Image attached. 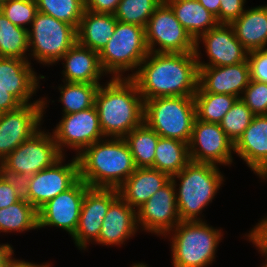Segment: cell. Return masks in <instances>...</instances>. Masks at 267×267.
I'll list each match as a JSON object with an SVG mask.
<instances>
[{
	"instance_id": "23",
	"label": "cell",
	"mask_w": 267,
	"mask_h": 267,
	"mask_svg": "<svg viewBox=\"0 0 267 267\" xmlns=\"http://www.w3.org/2000/svg\"><path fill=\"white\" fill-rule=\"evenodd\" d=\"M66 82L100 84V78L106 73L99 61V53L76 42L60 59Z\"/></svg>"
},
{
	"instance_id": "31",
	"label": "cell",
	"mask_w": 267,
	"mask_h": 267,
	"mask_svg": "<svg viewBox=\"0 0 267 267\" xmlns=\"http://www.w3.org/2000/svg\"><path fill=\"white\" fill-rule=\"evenodd\" d=\"M238 97L229 94H214L203 91L199 86L194 95L196 118L219 124Z\"/></svg>"
},
{
	"instance_id": "8",
	"label": "cell",
	"mask_w": 267,
	"mask_h": 267,
	"mask_svg": "<svg viewBox=\"0 0 267 267\" xmlns=\"http://www.w3.org/2000/svg\"><path fill=\"white\" fill-rule=\"evenodd\" d=\"M28 29L29 52L38 63L52 65L77 42V29L52 16L37 12Z\"/></svg>"
},
{
	"instance_id": "40",
	"label": "cell",
	"mask_w": 267,
	"mask_h": 267,
	"mask_svg": "<svg viewBox=\"0 0 267 267\" xmlns=\"http://www.w3.org/2000/svg\"><path fill=\"white\" fill-rule=\"evenodd\" d=\"M250 80L267 83V48L248 52Z\"/></svg>"
},
{
	"instance_id": "36",
	"label": "cell",
	"mask_w": 267,
	"mask_h": 267,
	"mask_svg": "<svg viewBox=\"0 0 267 267\" xmlns=\"http://www.w3.org/2000/svg\"><path fill=\"white\" fill-rule=\"evenodd\" d=\"M254 116L255 114L238 98L219 124L228 138L235 144L250 125Z\"/></svg>"
},
{
	"instance_id": "39",
	"label": "cell",
	"mask_w": 267,
	"mask_h": 267,
	"mask_svg": "<svg viewBox=\"0 0 267 267\" xmlns=\"http://www.w3.org/2000/svg\"><path fill=\"white\" fill-rule=\"evenodd\" d=\"M0 176L14 188L20 200H25L30 203V175L11 171L0 162Z\"/></svg>"
},
{
	"instance_id": "43",
	"label": "cell",
	"mask_w": 267,
	"mask_h": 267,
	"mask_svg": "<svg viewBox=\"0 0 267 267\" xmlns=\"http://www.w3.org/2000/svg\"><path fill=\"white\" fill-rule=\"evenodd\" d=\"M120 0H85V10L94 13L114 14Z\"/></svg>"
},
{
	"instance_id": "1",
	"label": "cell",
	"mask_w": 267,
	"mask_h": 267,
	"mask_svg": "<svg viewBox=\"0 0 267 267\" xmlns=\"http://www.w3.org/2000/svg\"><path fill=\"white\" fill-rule=\"evenodd\" d=\"M131 78L144 101L157 97H194L198 87L195 52H149Z\"/></svg>"
},
{
	"instance_id": "34",
	"label": "cell",
	"mask_w": 267,
	"mask_h": 267,
	"mask_svg": "<svg viewBox=\"0 0 267 267\" xmlns=\"http://www.w3.org/2000/svg\"><path fill=\"white\" fill-rule=\"evenodd\" d=\"M38 12L66 22L78 29L85 11V0H36Z\"/></svg>"
},
{
	"instance_id": "15",
	"label": "cell",
	"mask_w": 267,
	"mask_h": 267,
	"mask_svg": "<svg viewBox=\"0 0 267 267\" xmlns=\"http://www.w3.org/2000/svg\"><path fill=\"white\" fill-rule=\"evenodd\" d=\"M175 186L170 180L136 211L138 228L162 237L180 222Z\"/></svg>"
},
{
	"instance_id": "27",
	"label": "cell",
	"mask_w": 267,
	"mask_h": 267,
	"mask_svg": "<svg viewBox=\"0 0 267 267\" xmlns=\"http://www.w3.org/2000/svg\"><path fill=\"white\" fill-rule=\"evenodd\" d=\"M173 10L177 20L196 41L202 34L219 23L214 14L198 0H164Z\"/></svg>"
},
{
	"instance_id": "48",
	"label": "cell",
	"mask_w": 267,
	"mask_h": 267,
	"mask_svg": "<svg viewBox=\"0 0 267 267\" xmlns=\"http://www.w3.org/2000/svg\"><path fill=\"white\" fill-rule=\"evenodd\" d=\"M12 267H51V265L48 263L44 264H35L24 260H18Z\"/></svg>"
},
{
	"instance_id": "51",
	"label": "cell",
	"mask_w": 267,
	"mask_h": 267,
	"mask_svg": "<svg viewBox=\"0 0 267 267\" xmlns=\"http://www.w3.org/2000/svg\"><path fill=\"white\" fill-rule=\"evenodd\" d=\"M7 0H0V5H2L3 3H5Z\"/></svg>"
},
{
	"instance_id": "44",
	"label": "cell",
	"mask_w": 267,
	"mask_h": 267,
	"mask_svg": "<svg viewBox=\"0 0 267 267\" xmlns=\"http://www.w3.org/2000/svg\"><path fill=\"white\" fill-rule=\"evenodd\" d=\"M19 200L14 188L0 176V209L6 208Z\"/></svg>"
},
{
	"instance_id": "50",
	"label": "cell",
	"mask_w": 267,
	"mask_h": 267,
	"mask_svg": "<svg viewBox=\"0 0 267 267\" xmlns=\"http://www.w3.org/2000/svg\"><path fill=\"white\" fill-rule=\"evenodd\" d=\"M131 267H148L147 264H144V263H136V264H133V266Z\"/></svg>"
},
{
	"instance_id": "19",
	"label": "cell",
	"mask_w": 267,
	"mask_h": 267,
	"mask_svg": "<svg viewBox=\"0 0 267 267\" xmlns=\"http://www.w3.org/2000/svg\"><path fill=\"white\" fill-rule=\"evenodd\" d=\"M249 81L248 60L229 66H198V86L205 92L241 98L240 94H243Z\"/></svg>"
},
{
	"instance_id": "25",
	"label": "cell",
	"mask_w": 267,
	"mask_h": 267,
	"mask_svg": "<svg viewBox=\"0 0 267 267\" xmlns=\"http://www.w3.org/2000/svg\"><path fill=\"white\" fill-rule=\"evenodd\" d=\"M236 38L248 51L265 49L267 46V5L245 9L244 13L230 24Z\"/></svg>"
},
{
	"instance_id": "7",
	"label": "cell",
	"mask_w": 267,
	"mask_h": 267,
	"mask_svg": "<svg viewBox=\"0 0 267 267\" xmlns=\"http://www.w3.org/2000/svg\"><path fill=\"white\" fill-rule=\"evenodd\" d=\"M148 54L145 28L117 21L114 34L99 53V61L106 75L122 78L126 71L135 69L127 75L132 77Z\"/></svg>"
},
{
	"instance_id": "14",
	"label": "cell",
	"mask_w": 267,
	"mask_h": 267,
	"mask_svg": "<svg viewBox=\"0 0 267 267\" xmlns=\"http://www.w3.org/2000/svg\"><path fill=\"white\" fill-rule=\"evenodd\" d=\"M89 189L79 178L69 189L46 202L38 209L39 229L54 226L67 231L72 237L78 226L83 198Z\"/></svg>"
},
{
	"instance_id": "22",
	"label": "cell",
	"mask_w": 267,
	"mask_h": 267,
	"mask_svg": "<svg viewBox=\"0 0 267 267\" xmlns=\"http://www.w3.org/2000/svg\"><path fill=\"white\" fill-rule=\"evenodd\" d=\"M137 227L136 210L118 196L108 208L96 243L103 246L123 245L137 233Z\"/></svg>"
},
{
	"instance_id": "49",
	"label": "cell",
	"mask_w": 267,
	"mask_h": 267,
	"mask_svg": "<svg viewBox=\"0 0 267 267\" xmlns=\"http://www.w3.org/2000/svg\"><path fill=\"white\" fill-rule=\"evenodd\" d=\"M259 223L267 230V217L264 219L262 218Z\"/></svg>"
},
{
	"instance_id": "6",
	"label": "cell",
	"mask_w": 267,
	"mask_h": 267,
	"mask_svg": "<svg viewBox=\"0 0 267 267\" xmlns=\"http://www.w3.org/2000/svg\"><path fill=\"white\" fill-rule=\"evenodd\" d=\"M195 119L194 97H157L144 101V123L160 137L189 143Z\"/></svg>"
},
{
	"instance_id": "2",
	"label": "cell",
	"mask_w": 267,
	"mask_h": 267,
	"mask_svg": "<svg viewBox=\"0 0 267 267\" xmlns=\"http://www.w3.org/2000/svg\"><path fill=\"white\" fill-rule=\"evenodd\" d=\"M94 106L104 137L124 138L144 123V100L131 77H111L100 85Z\"/></svg>"
},
{
	"instance_id": "29",
	"label": "cell",
	"mask_w": 267,
	"mask_h": 267,
	"mask_svg": "<svg viewBox=\"0 0 267 267\" xmlns=\"http://www.w3.org/2000/svg\"><path fill=\"white\" fill-rule=\"evenodd\" d=\"M39 229L38 210L28 201L19 200L0 209V232H24Z\"/></svg>"
},
{
	"instance_id": "21",
	"label": "cell",
	"mask_w": 267,
	"mask_h": 267,
	"mask_svg": "<svg viewBox=\"0 0 267 267\" xmlns=\"http://www.w3.org/2000/svg\"><path fill=\"white\" fill-rule=\"evenodd\" d=\"M234 153L262 180L267 177V115H255L234 144Z\"/></svg>"
},
{
	"instance_id": "46",
	"label": "cell",
	"mask_w": 267,
	"mask_h": 267,
	"mask_svg": "<svg viewBox=\"0 0 267 267\" xmlns=\"http://www.w3.org/2000/svg\"><path fill=\"white\" fill-rule=\"evenodd\" d=\"M13 247L10 244H0V267H12L18 259H15Z\"/></svg>"
},
{
	"instance_id": "45",
	"label": "cell",
	"mask_w": 267,
	"mask_h": 267,
	"mask_svg": "<svg viewBox=\"0 0 267 267\" xmlns=\"http://www.w3.org/2000/svg\"><path fill=\"white\" fill-rule=\"evenodd\" d=\"M22 104L5 88L0 87V114L18 109Z\"/></svg>"
},
{
	"instance_id": "32",
	"label": "cell",
	"mask_w": 267,
	"mask_h": 267,
	"mask_svg": "<svg viewBox=\"0 0 267 267\" xmlns=\"http://www.w3.org/2000/svg\"><path fill=\"white\" fill-rule=\"evenodd\" d=\"M28 29L14 25L0 11V57L29 60Z\"/></svg>"
},
{
	"instance_id": "28",
	"label": "cell",
	"mask_w": 267,
	"mask_h": 267,
	"mask_svg": "<svg viewBox=\"0 0 267 267\" xmlns=\"http://www.w3.org/2000/svg\"><path fill=\"white\" fill-rule=\"evenodd\" d=\"M190 162L188 143L159 137L153 168L170 177L179 173Z\"/></svg>"
},
{
	"instance_id": "41",
	"label": "cell",
	"mask_w": 267,
	"mask_h": 267,
	"mask_svg": "<svg viewBox=\"0 0 267 267\" xmlns=\"http://www.w3.org/2000/svg\"><path fill=\"white\" fill-rule=\"evenodd\" d=\"M246 0H221L219 9V24H231L245 10Z\"/></svg>"
},
{
	"instance_id": "42",
	"label": "cell",
	"mask_w": 267,
	"mask_h": 267,
	"mask_svg": "<svg viewBox=\"0 0 267 267\" xmlns=\"http://www.w3.org/2000/svg\"><path fill=\"white\" fill-rule=\"evenodd\" d=\"M245 236L257 247L261 255L265 256L266 262L262 266L267 267V230L258 223Z\"/></svg>"
},
{
	"instance_id": "20",
	"label": "cell",
	"mask_w": 267,
	"mask_h": 267,
	"mask_svg": "<svg viewBox=\"0 0 267 267\" xmlns=\"http://www.w3.org/2000/svg\"><path fill=\"white\" fill-rule=\"evenodd\" d=\"M31 61L0 57V87L5 88L22 105L43 103L42 98L29 102L39 88V80L45 76L37 75Z\"/></svg>"
},
{
	"instance_id": "24",
	"label": "cell",
	"mask_w": 267,
	"mask_h": 267,
	"mask_svg": "<svg viewBox=\"0 0 267 267\" xmlns=\"http://www.w3.org/2000/svg\"><path fill=\"white\" fill-rule=\"evenodd\" d=\"M170 180L168 174L157 169L137 168L118 188L119 196L137 210Z\"/></svg>"
},
{
	"instance_id": "13",
	"label": "cell",
	"mask_w": 267,
	"mask_h": 267,
	"mask_svg": "<svg viewBox=\"0 0 267 267\" xmlns=\"http://www.w3.org/2000/svg\"><path fill=\"white\" fill-rule=\"evenodd\" d=\"M190 161L214 165H230L233 162L234 143L220 124L195 119L188 143Z\"/></svg>"
},
{
	"instance_id": "37",
	"label": "cell",
	"mask_w": 267,
	"mask_h": 267,
	"mask_svg": "<svg viewBox=\"0 0 267 267\" xmlns=\"http://www.w3.org/2000/svg\"><path fill=\"white\" fill-rule=\"evenodd\" d=\"M0 11L14 24L29 29L38 12L36 0H7Z\"/></svg>"
},
{
	"instance_id": "10",
	"label": "cell",
	"mask_w": 267,
	"mask_h": 267,
	"mask_svg": "<svg viewBox=\"0 0 267 267\" xmlns=\"http://www.w3.org/2000/svg\"><path fill=\"white\" fill-rule=\"evenodd\" d=\"M62 157L53 135L40 129L21 143L1 163L11 171L33 176L53 166Z\"/></svg>"
},
{
	"instance_id": "12",
	"label": "cell",
	"mask_w": 267,
	"mask_h": 267,
	"mask_svg": "<svg viewBox=\"0 0 267 267\" xmlns=\"http://www.w3.org/2000/svg\"><path fill=\"white\" fill-rule=\"evenodd\" d=\"M45 99L42 97L43 103L21 105L14 111L0 114V162L41 129L48 104Z\"/></svg>"
},
{
	"instance_id": "35",
	"label": "cell",
	"mask_w": 267,
	"mask_h": 267,
	"mask_svg": "<svg viewBox=\"0 0 267 267\" xmlns=\"http://www.w3.org/2000/svg\"><path fill=\"white\" fill-rule=\"evenodd\" d=\"M164 0H120L114 13L123 23L136 24L146 28L148 20Z\"/></svg>"
},
{
	"instance_id": "16",
	"label": "cell",
	"mask_w": 267,
	"mask_h": 267,
	"mask_svg": "<svg viewBox=\"0 0 267 267\" xmlns=\"http://www.w3.org/2000/svg\"><path fill=\"white\" fill-rule=\"evenodd\" d=\"M200 40V41H199ZM203 42L209 62L200 61L199 44ZM199 49V50H198ZM195 55L198 66L218 67L235 65L248 60V51L236 38L230 24H218L196 40Z\"/></svg>"
},
{
	"instance_id": "4",
	"label": "cell",
	"mask_w": 267,
	"mask_h": 267,
	"mask_svg": "<svg viewBox=\"0 0 267 267\" xmlns=\"http://www.w3.org/2000/svg\"><path fill=\"white\" fill-rule=\"evenodd\" d=\"M218 167L214 164L190 161L179 173L171 177L181 221H202L198 215L212 202L224 181V175ZM176 178L180 180V184H176Z\"/></svg>"
},
{
	"instance_id": "5",
	"label": "cell",
	"mask_w": 267,
	"mask_h": 267,
	"mask_svg": "<svg viewBox=\"0 0 267 267\" xmlns=\"http://www.w3.org/2000/svg\"><path fill=\"white\" fill-rule=\"evenodd\" d=\"M168 235L171 236L173 267H207L214 261L218 244L223 238L220 229L203 220L181 221L164 237Z\"/></svg>"
},
{
	"instance_id": "38",
	"label": "cell",
	"mask_w": 267,
	"mask_h": 267,
	"mask_svg": "<svg viewBox=\"0 0 267 267\" xmlns=\"http://www.w3.org/2000/svg\"><path fill=\"white\" fill-rule=\"evenodd\" d=\"M240 99L255 115H267V83L250 80Z\"/></svg>"
},
{
	"instance_id": "3",
	"label": "cell",
	"mask_w": 267,
	"mask_h": 267,
	"mask_svg": "<svg viewBox=\"0 0 267 267\" xmlns=\"http://www.w3.org/2000/svg\"><path fill=\"white\" fill-rule=\"evenodd\" d=\"M79 178L90 188L118 189L137 169L124 138L105 137L79 156Z\"/></svg>"
},
{
	"instance_id": "11",
	"label": "cell",
	"mask_w": 267,
	"mask_h": 267,
	"mask_svg": "<svg viewBox=\"0 0 267 267\" xmlns=\"http://www.w3.org/2000/svg\"><path fill=\"white\" fill-rule=\"evenodd\" d=\"M52 135L59 151L64 156V148L76 151L79 156L88 146L105 138L99 124L95 106L73 114L62 115Z\"/></svg>"
},
{
	"instance_id": "33",
	"label": "cell",
	"mask_w": 267,
	"mask_h": 267,
	"mask_svg": "<svg viewBox=\"0 0 267 267\" xmlns=\"http://www.w3.org/2000/svg\"><path fill=\"white\" fill-rule=\"evenodd\" d=\"M60 85V102L63 104V115L73 114L88 109L95 104V96L101 84H88L62 81Z\"/></svg>"
},
{
	"instance_id": "18",
	"label": "cell",
	"mask_w": 267,
	"mask_h": 267,
	"mask_svg": "<svg viewBox=\"0 0 267 267\" xmlns=\"http://www.w3.org/2000/svg\"><path fill=\"white\" fill-rule=\"evenodd\" d=\"M64 160L65 156L53 166L31 176L29 184L30 204L37 210L61 192L69 189L79 179L77 157L75 156L67 164H65Z\"/></svg>"
},
{
	"instance_id": "26",
	"label": "cell",
	"mask_w": 267,
	"mask_h": 267,
	"mask_svg": "<svg viewBox=\"0 0 267 267\" xmlns=\"http://www.w3.org/2000/svg\"><path fill=\"white\" fill-rule=\"evenodd\" d=\"M117 21L114 14L85 10L77 29V42L100 53L114 34Z\"/></svg>"
},
{
	"instance_id": "30",
	"label": "cell",
	"mask_w": 267,
	"mask_h": 267,
	"mask_svg": "<svg viewBox=\"0 0 267 267\" xmlns=\"http://www.w3.org/2000/svg\"><path fill=\"white\" fill-rule=\"evenodd\" d=\"M159 137L160 136L145 123L134 128L124 137L137 168H153Z\"/></svg>"
},
{
	"instance_id": "47",
	"label": "cell",
	"mask_w": 267,
	"mask_h": 267,
	"mask_svg": "<svg viewBox=\"0 0 267 267\" xmlns=\"http://www.w3.org/2000/svg\"><path fill=\"white\" fill-rule=\"evenodd\" d=\"M208 11L214 14L219 23V9L221 0H198Z\"/></svg>"
},
{
	"instance_id": "9",
	"label": "cell",
	"mask_w": 267,
	"mask_h": 267,
	"mask_svg": "<svg viewBox=\"0 0 267 267\" xmlns=\"http://www.w3.org/2000/svg\"><path fill=\"white\" fill-rule=\"evenodd\" d=\"M149 52H195L196 41L177 20L171 7L163 1L148 20L145 28ZM157 47L156 49V46Z\"/></svg>"
},
{
	"instance_id": "17",
	"label": "cell",
	"mask_w": 267,
	"mask_h": 267,
	"mask_svg": "<svg viewBox=\"0 0 267 267\" xmlns=\"http://www.w3.org/2000/svg\"><path fill=\"white\" fill-rule=\"evenodd\" d=\"M118 196V189L90 188L85 193L78 226L72 236L79 250H85L92 240L97 242L108 208Z\"/></svg>"
}]
</instances>
